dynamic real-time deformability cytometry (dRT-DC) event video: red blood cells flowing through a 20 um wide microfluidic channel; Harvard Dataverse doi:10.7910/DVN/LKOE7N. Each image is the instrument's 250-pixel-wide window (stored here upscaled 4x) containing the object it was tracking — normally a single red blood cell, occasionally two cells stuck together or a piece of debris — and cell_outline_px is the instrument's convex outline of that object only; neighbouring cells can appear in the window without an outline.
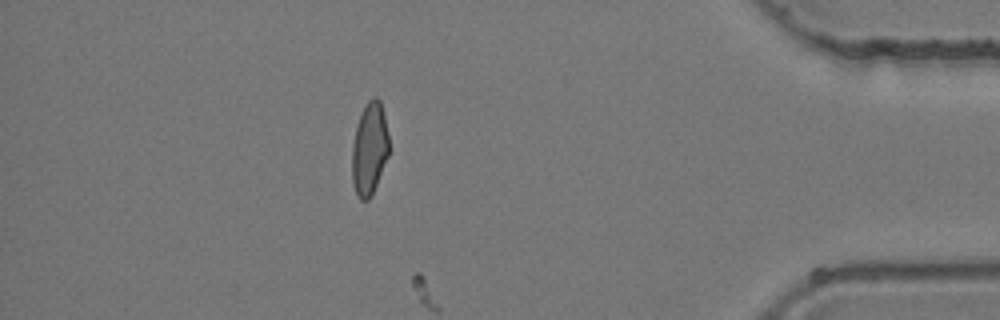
{"species": "common noctule bat (a hibernating species)", "species_latin": "Nyctalus noctula", "temperature_condition": "room temperature", "stored_images_in_passage": 44, "camera_frame_rate_fps": 3000, "um_per_image_px": 0.085, "animal": {"sex": "female", "body_mass_g": 24.6, "forearm_length_mm": 56.2}, "frame": {"image": 1, "passage_image": 39, "time_ms": 12.667, "image_size_px": [1000, 320], "cell_outline_px": [[388, 156], [372, 196], [368, 200], [360, 200], [356, 196], [352, 184], [352, 144], [356, 124], [364, 104], [372, 96], [376, 96], [380, 100], [384, 116], [388, 136]], "centroid_in_image_um": [31.38, 12.66], "position_along_channel_um": 403.8, "area_um2": 20.23}}